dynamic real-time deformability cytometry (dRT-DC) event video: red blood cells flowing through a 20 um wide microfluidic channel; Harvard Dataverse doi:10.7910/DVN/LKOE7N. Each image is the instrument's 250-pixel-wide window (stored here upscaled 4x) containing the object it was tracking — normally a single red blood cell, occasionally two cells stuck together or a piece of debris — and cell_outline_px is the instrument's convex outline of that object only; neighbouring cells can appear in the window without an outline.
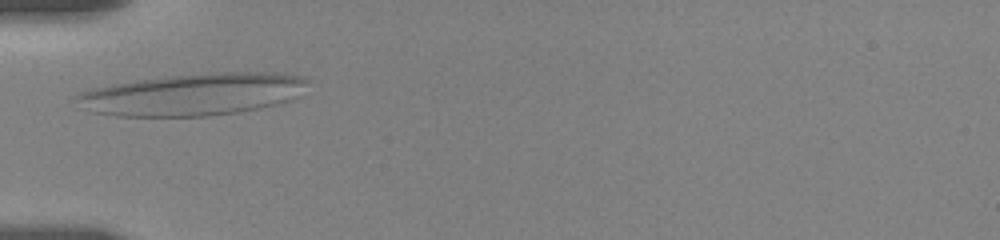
{"species": "human", "species_latin": "Homo sapiens", "temperature_condition": "room temperature", "stored_images_in_passage": 5, "camera_frame_rate_fps": 3000, "um_per_image_px": 0.085, "donor": {"sex": "female"}, "frame": {"image": 1, "passage_image": 3, "time_ms": 2.333, "image_size_px": [1000, 240], "cell_outline_px": [[312, 80], [300, 96], [292, 100], [276, 104], [236, 112], [208, 116], [116, 116], [92, 112], [76, 100], [72, 96], [76, 92], [92, 88], [112, 84], [136, 80], [172, 76], [212, 72], [276, 72], [304, 76]], "centroid_in_image_um": [16.47, 8.01], "position_along_channel_um": 68.5, "area_um2": 57.11}}
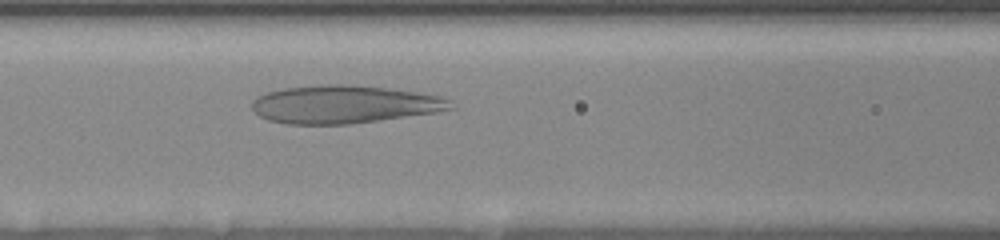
{"frame": {"image": 2, "passage_image": 5, "time_ms": 4.333, "image_size_px": [1000, 240], "cell_outline_px": [[452, 108], [432, 112], [348, 124], [288, 124], [268, 120], [260, 116], [252, 108], [252, 100], [256, 96], [268, 92], [284, 88], [320, 84], [356, 84], [388, 88], [440, 96], [448, 100]], "centroid_in_image_um": [29.15, 8.85], "position_along_channel_um": 137.5, "area_um2": 43.47}}